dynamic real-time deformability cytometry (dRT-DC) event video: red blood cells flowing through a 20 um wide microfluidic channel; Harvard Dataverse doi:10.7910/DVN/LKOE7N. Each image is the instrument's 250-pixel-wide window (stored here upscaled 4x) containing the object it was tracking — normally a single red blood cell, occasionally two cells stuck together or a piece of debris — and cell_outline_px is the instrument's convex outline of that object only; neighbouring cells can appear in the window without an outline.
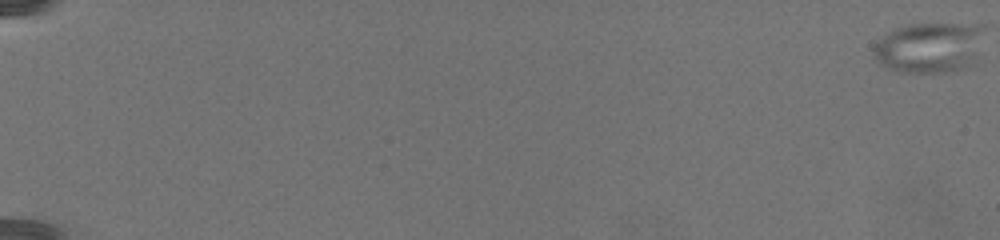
{"species": "common noctule bat (a hibernating species)", "species_latin": "Nyctalus noctula", "temperature_condition": "warm", "stored_images_in_passage": 82, "camera_frame_rate_fps": 3000, "um_per_image_px": 0.085, "animal": {"sex": "female", "body_mass_g": 19.5, "forearm_length_mm": 54.1}, "frame": {"image": 1, "passage_image": 1, "time_ms": 0.0, "image_size_px": [1000, 240], "cell_outline_px": [[984, 28], [968, 68], [948, 72], [896, 72], [880, 64], [876, 60], [872, 52], [872, 48], [892, 28], [908, 24], [984, 24]], "centroid_in_image_um": [78.92, 4.03], "position_along_channel_um": 6.1, "area_um2": 32.31}}
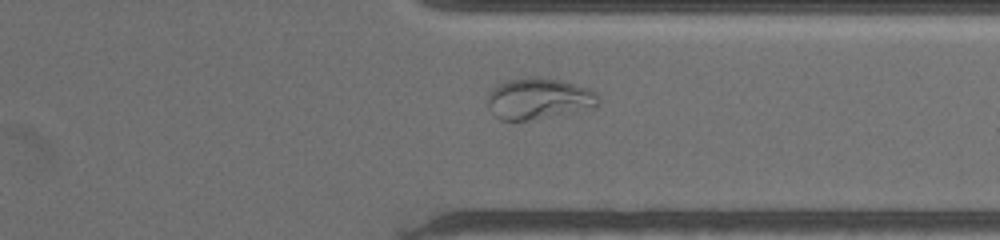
{"frame": {"image": 2, "passage_image": 66, "time_ms": 21.667, "image_size_px": [1000, 240], "cell_outline_px": [[600, 104], [596, 108], [528, 120], [500, 120], [492, 112], [488, 104], [488, 92], [496, 84], [508, 80], [536, 76], [560, 80], [588, 88], [596, 92], [600, 96]], "centroid_in_image_um": [45.82, 8.38], "position_along_channel_um": 365.6, "area_um2": 26.76}}
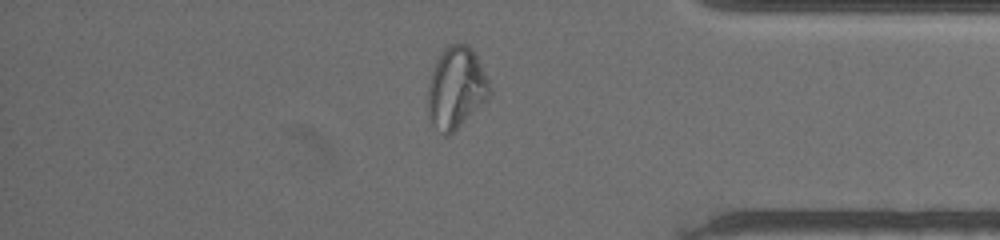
{"frame": {"image": 3, "passage_image": 71, "time_ms": 23.333, "image_size_px": [1000, 240], "cell_outline_px": [[492, 92], [448, 136], [444, 136], [432, 124], [428, 116], [428, 84], [432, 68], [444, 48], [448, 44], [468, 44], [472, 48], [488, 80]], "centroid_in_image_um": [38.73, 7.44], "position_along_channel_um": 396.5, "area_um2": 28.78}}